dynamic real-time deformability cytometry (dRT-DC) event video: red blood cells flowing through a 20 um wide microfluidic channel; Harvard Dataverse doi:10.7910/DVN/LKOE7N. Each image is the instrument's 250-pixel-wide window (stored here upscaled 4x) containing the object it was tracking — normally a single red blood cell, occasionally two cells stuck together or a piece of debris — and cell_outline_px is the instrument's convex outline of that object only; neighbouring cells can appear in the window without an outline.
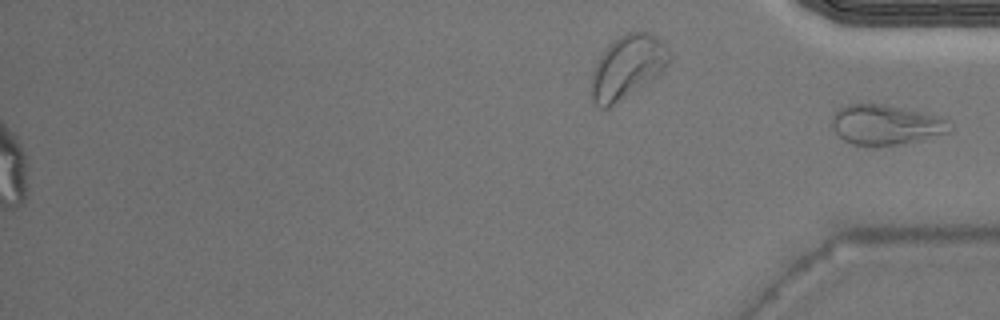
{"species": "Egyptian fruit bat (a non-hibernating species)", "species_latin": "Rousettus aegyptiacus", "temperature_condition": "warm", "stored_images_in_passage": 32, "segment_of_instrument_passage": [2, 2], "camera_frame_rate_fps": 3000, "um_per_image_px": 0.085, "animal": {"sex": "male"}, "frame": {"image": 1, "passage_image": 32, "time_ms": 10.333, "image_size_px": [1000, 320], "cell_outline_px": [[948, 132], [916, 140], [896, 144], [852, 144], [844, 140], [832, 128], [832, 116], [844, 104], [880, 104], [940, 116], [948, 120]], "centroid_in_image_um": [75.23, 10.58], "position_along_channel_um": 360.0, "area_um2": 26.47}}